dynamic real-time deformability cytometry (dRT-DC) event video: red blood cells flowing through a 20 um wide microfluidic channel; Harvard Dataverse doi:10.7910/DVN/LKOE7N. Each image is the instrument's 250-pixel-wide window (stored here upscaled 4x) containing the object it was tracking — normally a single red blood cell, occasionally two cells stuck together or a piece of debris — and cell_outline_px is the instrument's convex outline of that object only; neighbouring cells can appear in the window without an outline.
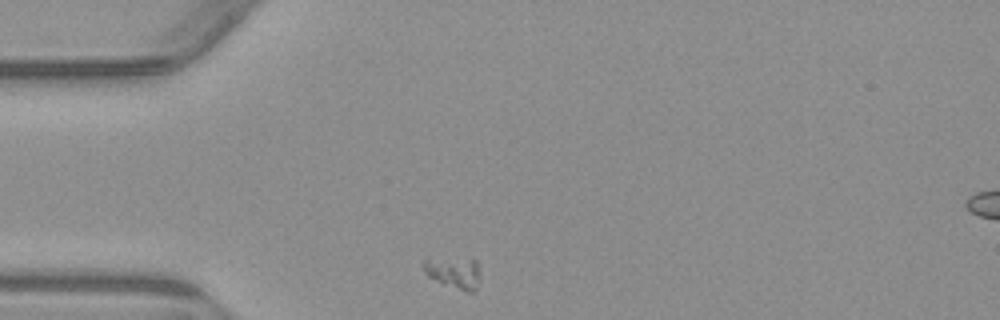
{"species": "common noctule bat (a hibernating species)", "species_latin": "Nyctalus noctula", "temperature_condition": "warm", "stored_images_in_passage": 32, "camera_frame_rate_fps": 3000, "um_per_image_px": 0.085, "animal": {"sex": "male", "body_mass_g": 23.1, "forearm_length_mm": 52.7}, "frame": {"image": 1, "passage_image": 1, "time_ms": 0.0, "image_size_px": [1000, 320], "cell_outline_px": [[480, 280], [476, 292], [464, 292], [428, 276], [424, 272], [420, 264], [424, 260], [476, 260], [480, 272]], "centroid_in_image_um": [38.62, 23.23], "position_along_channel_um": 46.4, "area_um2": 10.17}}
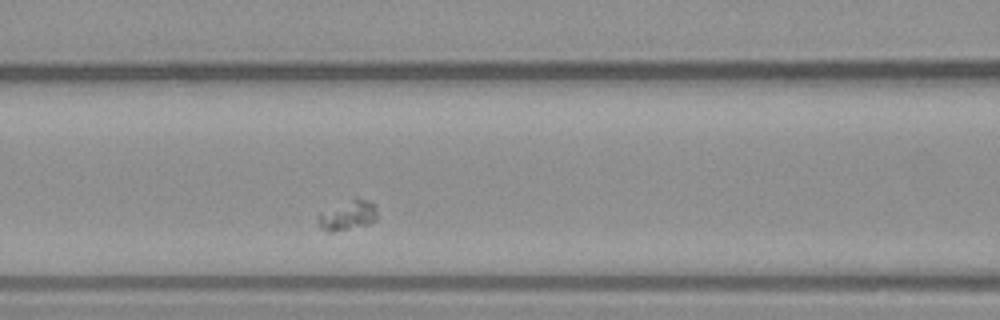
{"frame": {"image": 2, "passage_image": 10, "time_ms": 3.0, "image_size_px": [1000, 320], "cell_outline_px": [[376, 220], [368, 224], [332, 232], [328, 232], [320, 228], [320, 212], [352, 196], [356, 196], [372, 204], [376, 208]], "centroid_in_image_um": [29.55, 18.26], "position_along_channel_um": 137.0, "area_um2": 10.23}}
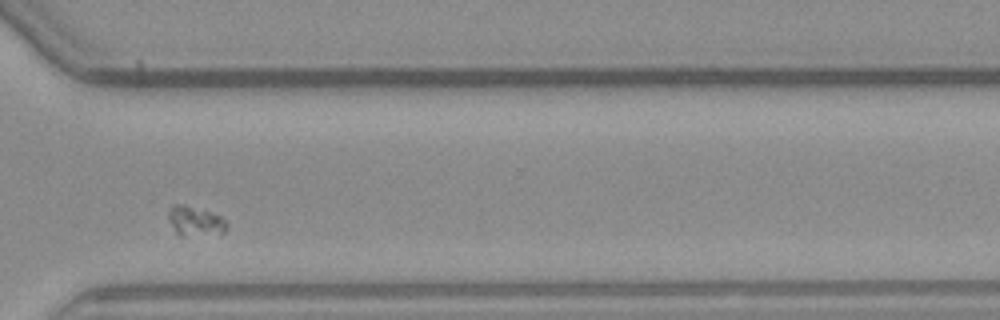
{"frame": {"image": 3, "passage_image": 28, "time_ms": 9.0, "image_size_px": [1000, 320], "cell_outline_px": [[228, 228], [224, 232], [180, 236], [176, 236], [168, 220], [168, 208], [172, 204], [184, 204], [220, 216], [228, 224]], "centroid_in_image_um": [16.51, 18.79], "position_along_channel_um": 354.1, "area_um2": 10.06}}